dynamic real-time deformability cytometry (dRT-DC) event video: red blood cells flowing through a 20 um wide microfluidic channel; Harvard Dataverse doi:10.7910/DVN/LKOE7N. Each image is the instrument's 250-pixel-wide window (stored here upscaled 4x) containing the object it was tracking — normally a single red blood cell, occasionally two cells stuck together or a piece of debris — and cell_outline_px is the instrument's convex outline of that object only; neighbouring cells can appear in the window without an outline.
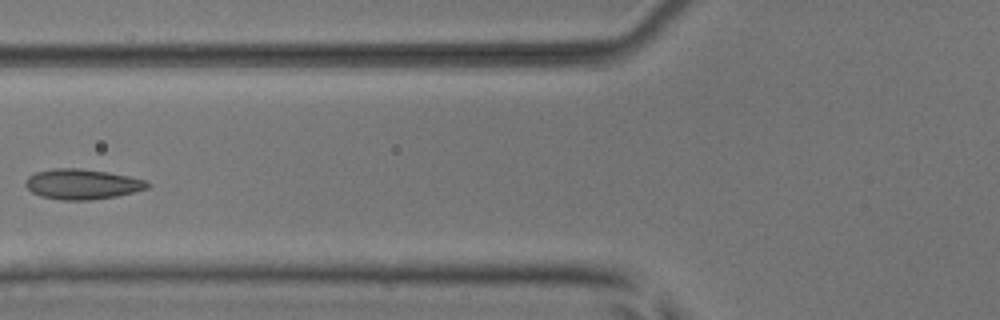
{"species": "common noctule bat (a hibernating species)", "species_latin": "Nyctalus noctula", "temperature_condition": "room temperature", "stored_images_in_passage": 8, "camera_frame_rate_fps": 3000, "um_per_image_px": 0.085, "animal": {"sex": "male", "body_mass_g": 17.9, "forearm_length_mm": 54.2}, "frame": {"image": 1, "passage_image": 6, "time_ms": 7.0, "image_size_px": [1000, 320], "cell_outline_px": [[152, 184], [148, 188], [116, 196], [92, 200], [60, 200], [40, 196], [32, 192], [24, 184], [24, 180], [28, 176], [36, 172], [52, 168], [80, 168], [108, 172], [148, 180]], "centroid_in_image_um": [6.98, 15.65], "position_along_channel_um": 118.8, "area_um2": 21.68}}
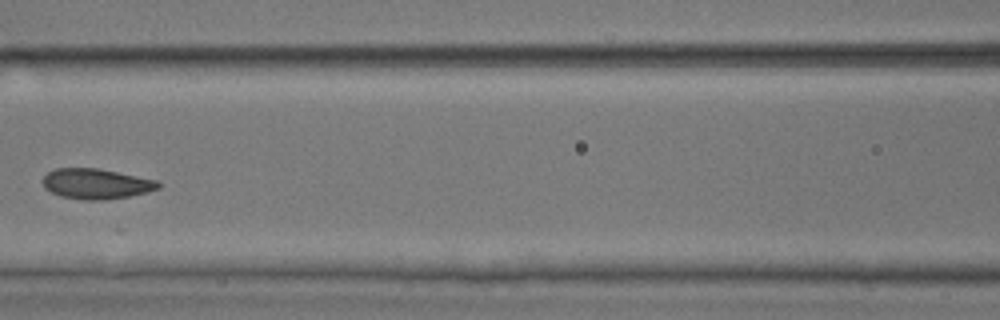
{"frame": {"image": 2, "passage_image": 7, "time_ms": 8.0, "image_size_px": [1000, 320], "cell_outline_px": [[160, 188], [148, 192], [128, 196], [104, 200], [84, 200], [60, 196], [44, 188], [44, 176], [48, 172], [56, 168], [100, 168], [156, 180], [160, 184]], "centroid_in_image_um": [8.18, 15.62], "position_along_channel_um": 158.4, "area_um2": 20.35}}